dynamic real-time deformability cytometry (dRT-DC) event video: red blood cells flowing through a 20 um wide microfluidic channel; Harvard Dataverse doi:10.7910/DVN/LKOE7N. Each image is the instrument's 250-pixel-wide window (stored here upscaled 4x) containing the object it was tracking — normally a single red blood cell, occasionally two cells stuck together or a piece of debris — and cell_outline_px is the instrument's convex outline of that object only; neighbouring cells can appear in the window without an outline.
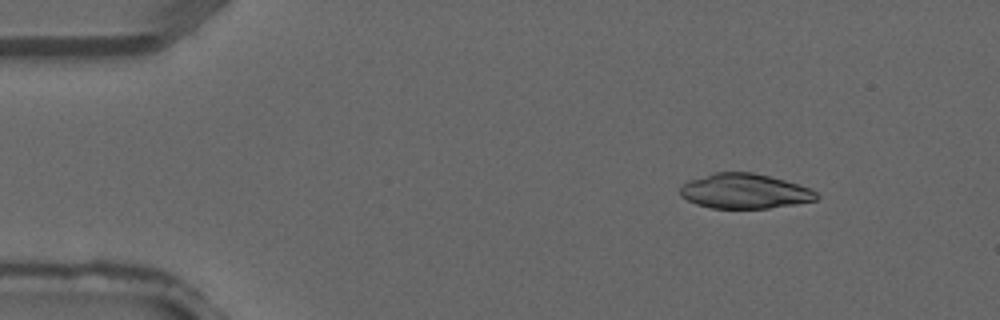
{"species": "common noctule bat (a hibernating species)", "species_latin": "Nyctalus noctula", "temperature_condition": "warm", "stored_images_in_passage": 3, "camera_frame_rate_fps": 3000, "um_per_image_px": 0.085, "animal": {"sex": "male", "forearm_length_mm": 52.5}, "frame": {"image": 1, "passage_image": 1, "time_ms": 0.0, "image_size_px": [1000, 320], "cell_outline_px": [[820, 196], [816, 200], [796, 204], [768, 208], [712, 208], [696, 204], [680, 196], [680, 188], [688, 180], [716, 172], [752, 172], [784, 180], [812, 188]], "centroid_in_image_um": [63.31, 16.25], "position_along_channel_um": 21.7, "area_um2": 27.69}}